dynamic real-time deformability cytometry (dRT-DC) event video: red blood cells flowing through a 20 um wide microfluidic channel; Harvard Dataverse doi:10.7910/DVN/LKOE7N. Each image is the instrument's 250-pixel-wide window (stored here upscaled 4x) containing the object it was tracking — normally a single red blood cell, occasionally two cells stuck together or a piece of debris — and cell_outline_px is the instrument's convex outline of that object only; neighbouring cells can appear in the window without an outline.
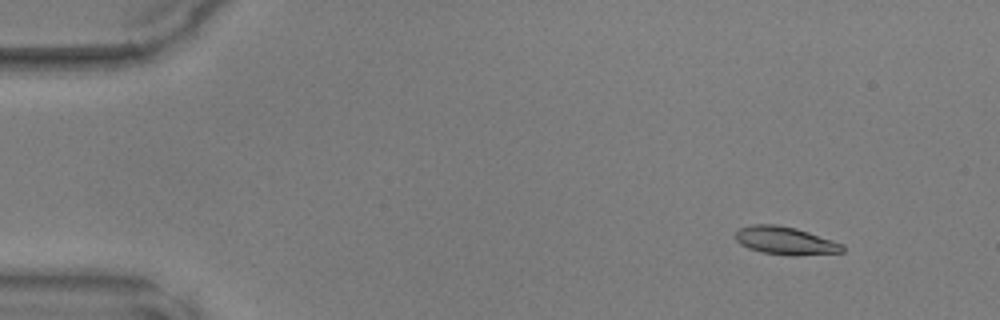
{"species": "common noctule bat (a hibernating species)", "species_latin": "Nyctalus noctula", "temperature_condition": "warm", "stored_images_in_passage": 48, "camera_frame_rate_fps": 3000, "um_per_image_px": 0.085, "animal": {"sex": "male", "body_mass_g": 17.9, "forearm_length_mm": 54.2}, "frame": {"image": 1, "passage_image": 5, "time_ms": 1.333, "image_size_px": [1000, 320], "cell_outline_px": [[844, 252], [796, 256], [792, 256], [764, 252], [748, 248], [740, 244], [736, 240], [736, 232], [740, 228], [752, 224], [776, 224], [796, 228], [844, 244]], "centroid_in_image_um": [66.77, 20.46], "position_along_channel_um": 18.2, "area_um2": 17.4}}
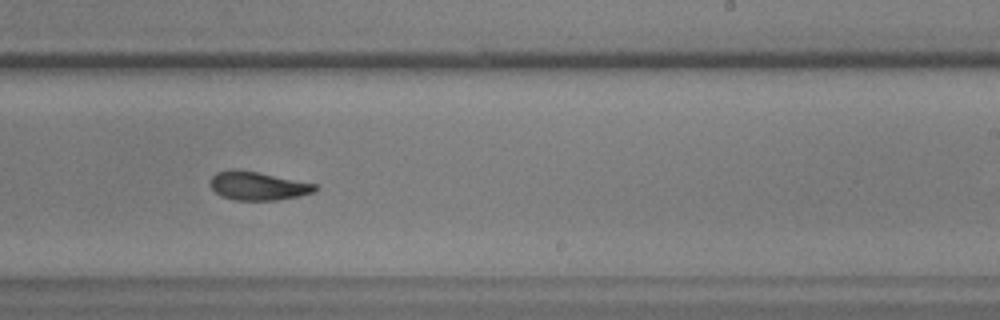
{"frame": {"image": 2, "passage_image": 30, "time_ms": 9.667, "image_size_px": [1000, 320], "cell_outline_px": [[316, 188], [312, 192], [300, 196], [276, 200], [236, 200], [220, 196], [208, 184], [208, 180], [216, 172], [228, 168], [236, 168], [316, 184]], "centroid_in_image_um": [21.82, 15.79], "position_along_channel_um": 267.2, "area_um2": 17.46}}
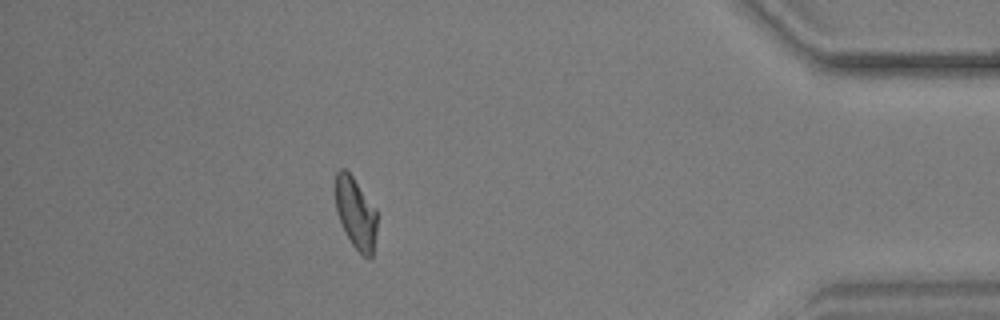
{"frame": {"image": 3, "passage_image": 43, "time_ms": 14.0, "image_size_px": [1000, 320], "cell_outline_px": [[376, 232], [372, 256], [364, 256], [352, 244], [336, 212], [336, 172], [340, 168], [344, 168], [352, 176], [376, 208]], "centroid_in_image_um": [30.24, 18.08], "position_along_channel_um": 405.0, "area_um2": 16.88}}